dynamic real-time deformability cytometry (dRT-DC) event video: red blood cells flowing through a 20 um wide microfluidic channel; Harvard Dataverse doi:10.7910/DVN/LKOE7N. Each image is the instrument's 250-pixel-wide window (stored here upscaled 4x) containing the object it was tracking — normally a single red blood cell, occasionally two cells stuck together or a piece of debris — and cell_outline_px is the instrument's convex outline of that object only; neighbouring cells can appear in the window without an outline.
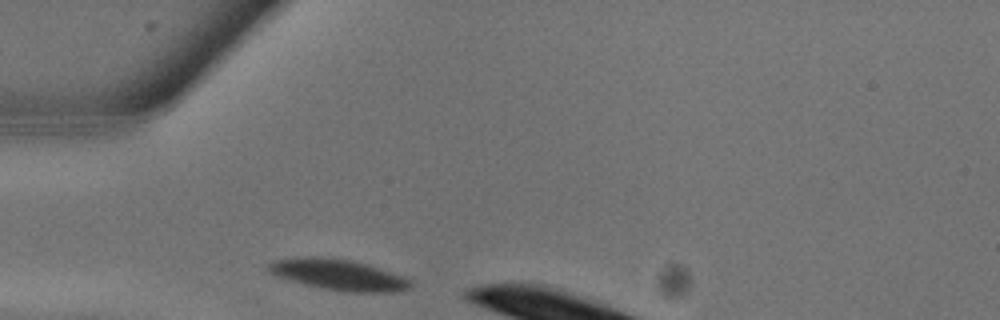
{"species": "common noctule bat (a hibernating species)", "species_latin": "Nyctalus noctula", "temperature_condition": "warm", "stored_images_in_passage": 3, "camera_frame_rate_fps": 3000, "um_per_image_px": 0.085, "animal": {"sex": "male", "body_mass_g": 13.3}, "frame": {"image": 1, "passage_image": 1, "time_ms": 0.0, "image_size_px": [1000, 320], "cell_outline_px": [[412, 284], [408, 288], [396, 292], [348, 292], [324, 288], [292, 280], [268, 272], [264, 268], [272, 260], [304, 256], [312, 256], [352, 260], [368, 264], [404, 276]], "centroid_in_image_um": [28.76, 23.33], "position_along_channel_um": 56.2, "area_um2": 25.32}}